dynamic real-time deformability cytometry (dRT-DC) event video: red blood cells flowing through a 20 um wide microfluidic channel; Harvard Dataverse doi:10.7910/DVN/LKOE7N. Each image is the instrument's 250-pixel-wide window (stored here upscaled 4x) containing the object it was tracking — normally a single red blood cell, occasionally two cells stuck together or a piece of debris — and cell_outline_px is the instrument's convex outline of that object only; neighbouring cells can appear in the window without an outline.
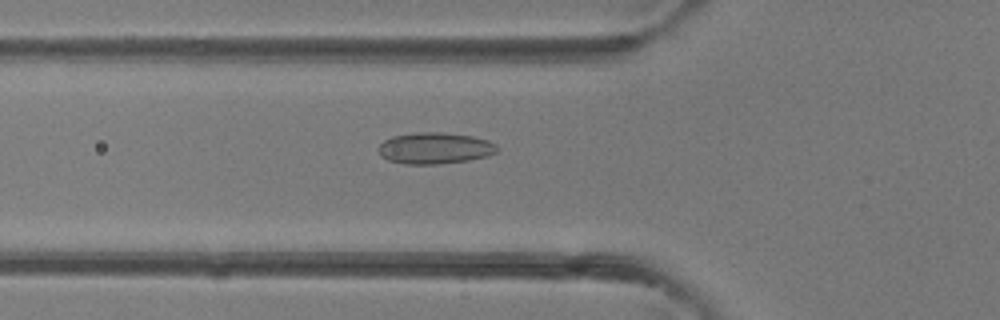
{"species": "common noctule bat (a hibernating species)", "species_latin": "Nyctalus noctula", "temperature_condition": "room temperature", "stored_images_in_passage": 42, "camera_frame_rate_fps": 3000, "um_per_image_px": 0.085, "animal": {"sex": "female"}, "frame": {"image": 1, "passage_image": 15, "time_ms": 4.667, "image_size_px": [1000, 320], "cell_outline_px": [[496, 152], [488, 156], [468, 160], [436, 164], [404, 164], [388, 160], [380, 156], [376, 148], [384, 140], [392, 136], [416, 132], [444, 132], [472, 136], [488, 140], [496, 144]], "centroid_in_image_um": [36.91, 12.59], "position_along_channel_um": 88.9, "area_um2": 21.85}}
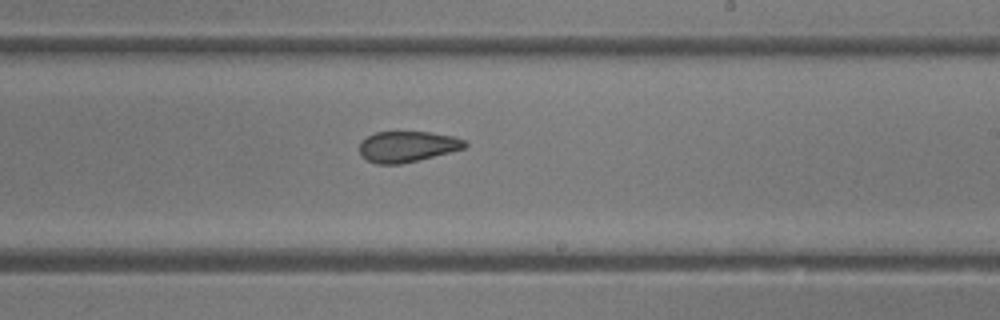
{"frame": {"image": 2, "passage_image": 25, "time_ms": 8.0, "image_size_px": [1000, 320], "cell_outline_px": [[468, 144], [464, 148], [400, 164], [376, 164], [360, 156], [360, 140], [376, 132], [432, 132], [456, 136], [464, 140]], "centroid_in_image_um": [34.6, 12.44], "position_along_channel_um": 254.4, "area_um2": 18.84}}
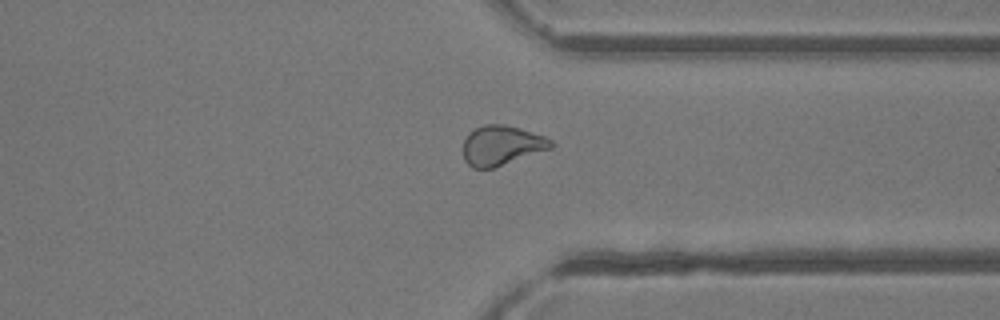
{"frame": {"image": 3, "passage_image": 32, "time_ms": 10.333, "image_size_px": [1000, 320], "cell_outline_px": [[556, 144], [552, 148], [492, 168], [472, 168], [464, 160], [464, 140], [468, 132], [484, 124], [504, 124], [520, 128], [544, 136], [552, 140]], "centroid_in_image_um": [42.64, 12.35], "position_along_channel_um": 368.8, "area_um2": 20.29}}